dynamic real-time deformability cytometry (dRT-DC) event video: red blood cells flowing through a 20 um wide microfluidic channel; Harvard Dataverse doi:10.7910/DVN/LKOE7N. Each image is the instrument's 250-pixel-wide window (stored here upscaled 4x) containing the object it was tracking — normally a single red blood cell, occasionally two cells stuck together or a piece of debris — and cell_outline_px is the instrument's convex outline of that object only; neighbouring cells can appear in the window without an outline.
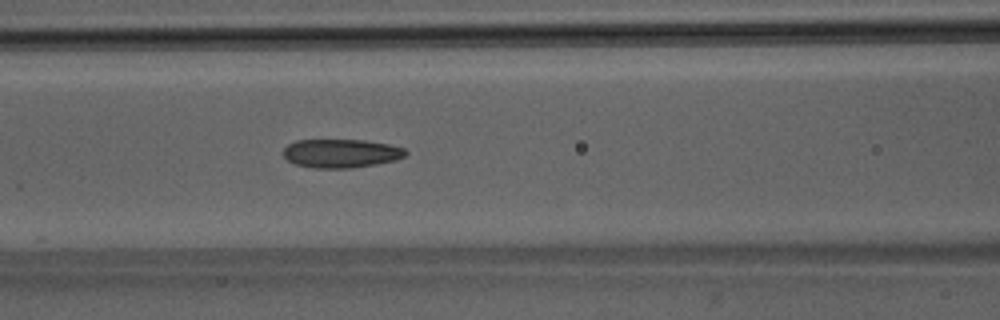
{"species": "Egyptian fruit bat (a non-hibernating species)", "species_latin": "Rousettus aegyptiacus", "temperature_condition": "room temperature", "stored_images_in_passage": 51, "camera_frame_rate_fps": 3000, "um_per_image_px": 0.085, "animal": {"sex": "male"}, "frame": {"image": 1, "passage_image": 21, "time_ms": 6.667, "image_size_px": [1000, 320], "cell_outline_px": [[408, 152], [404, 156], [396, 160], [352, 168], [312, 168], [296, 164], [288, 160], [284, 156], [284, 148], [288, 144], [296, 140], [364, 140], [388, 144], [404, 148]], "centroid_in_image_um": [28.99, 13.03], "position_along_channel_um": 137.6, "area_um2": 20.35}}
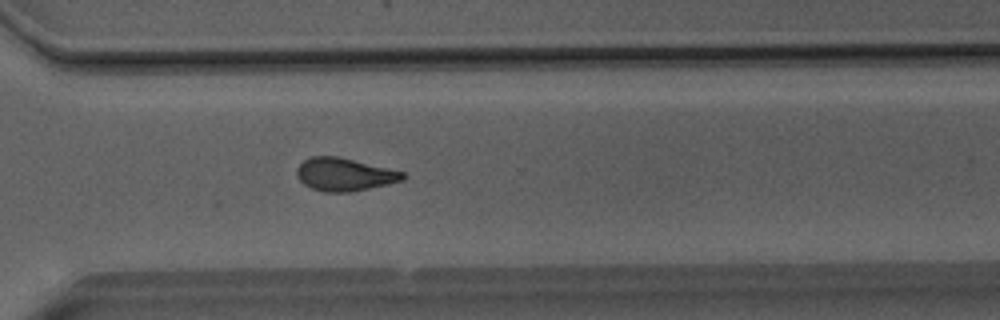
{"frame": {"image": 2, "passage_image": 36, "time_ms": 11.667, "image_size_px": [1000, 320], "cell_outline_px": [[408, 176], [404, 180], [388, 184], [348, 192], [324, 192], [312, 188], [304, 184], [300, 180], [296, 172], [296, 168], [304, 160], [312, 156], [336, 156], [388, 168], [404, 172]], "centroid_in_image_um": [29.28, 14.83], "position_along_channel_um": 341.3, "area_um2": 20.17}}
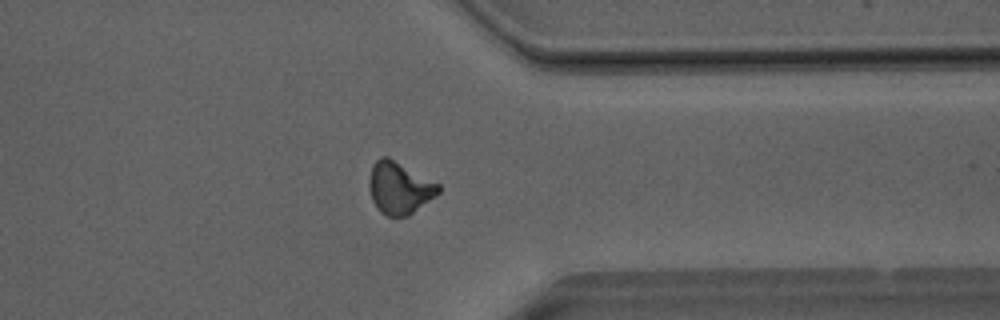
{"frame": {"image": 3, "passage_image": 39, "time_ms": 12.667, "image_size_px": [1000, 320], "cell_outline_px": [[440, 192], [436, 196], [408, 216], [388, 216], [380, 212], [372, 200], [368, 184], [368, 180], [372, 164], [380, 156], [388, 156], [440, 184]], "centroid_in_image_um": [33.94, 15.95], "position_along_channel_um": 377.5, "area_um2": 21.21}, "authors_computed_cell_mechanics": {"area_um2": 20.519, "velocity_mm_per_s": 4.077, "shape_relaxation_time_tau1_ms": 7.9201, "shape_relaxation_time_tau2_ms": 2.7868, "deformation_change_tau1": 0.1805, "deformation_change_tau2": 0.0937}}